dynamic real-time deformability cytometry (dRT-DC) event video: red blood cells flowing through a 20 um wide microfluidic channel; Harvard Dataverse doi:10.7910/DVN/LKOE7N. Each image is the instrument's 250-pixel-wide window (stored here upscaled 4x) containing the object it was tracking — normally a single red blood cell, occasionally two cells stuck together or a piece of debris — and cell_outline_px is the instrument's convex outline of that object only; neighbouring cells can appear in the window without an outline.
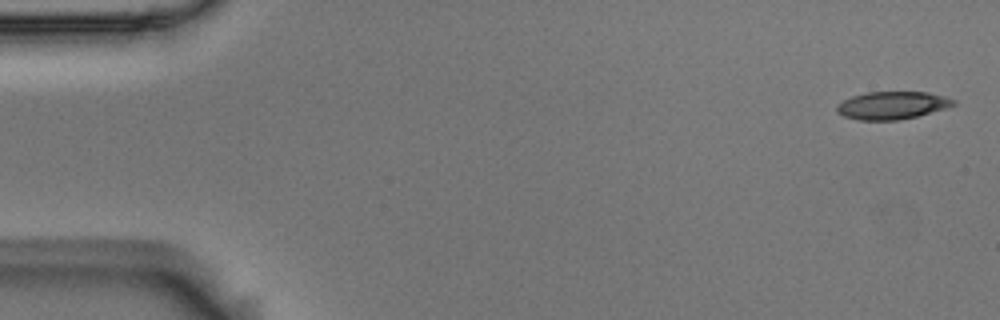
{"species": "Egyptian fruit bat (a non-hibernating species)", "species_latin": "Rousettus aegyptiacus", "temperature_condition": "room temperature", "stored_images_in_passage": 55, "camera_frame_rate_fps": 3000, "um_per_image_px": 0.085, "animal": {"sex": "male"}, "frame": {"image": 1, "passage_image": 1, "time_ms": 0.0, "image_size_px": [1000, 320], "cell_outline_px": [[956, 104], [944, 108], [916, 116], [900, 120], [860, 120], [844, 116], [836, 112], [836, 104], [852, 96], [868, 92], [928, 92], [944, 96], [956, 100]], "centroid_in_image_um": [75.81, 8.95], "position_along_channel_um": 9.2, "area_um2": 18.73}}
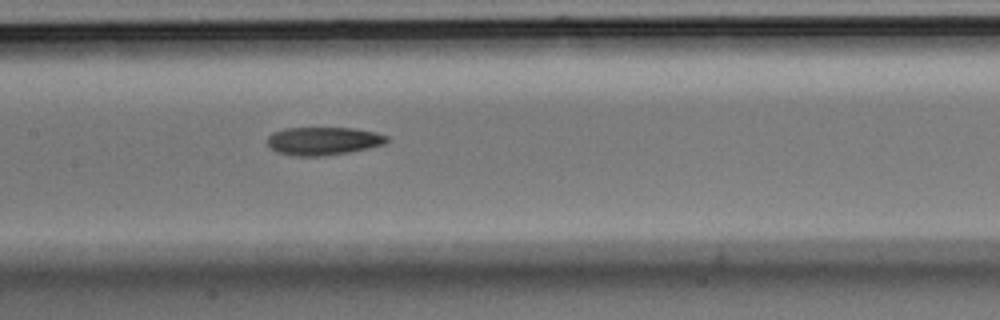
{"frame": {"image": 2, "passage_image": 26, "time_ms": 8.333, "image_size_px": [1000, 320], "cell_outline_px": [[388, 140], [384, 144], [368, 148], [348, 152], [320, 156], [292, 156], [276, 152], [268, 148], [268, 136], [272, 132], [284, 128], [356, 128], [376, 132], [388, 136]], "centroid_in_image_um": [27.44, 11.98], "position_along_channel_um": 180.0, "area_um2": 19.71}}
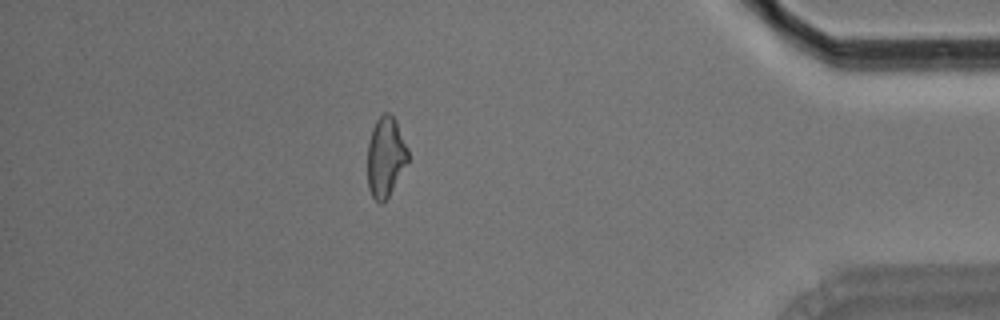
{"frame": {"image": 3, "passage_image": 48, "time_ms": 15.667, "image_size_px": [1000, 320], "cell_outline_px": [[408, 160], [388, 196], [380, 204], [372, 196], [368, 188], [368, 144], [372, 128], [376, 120], [384, 112], [388, 112], [396, 120], [408, 148]], "centroid_in_image_um": [32.77, 13.3], "position_along_channel_um": 402.4, "area_um2": 18.61}, "authors_computed_cell_mechanics": {"area_um2": 19.5942, "velocity_mm_per_s": 3.6022, "shape_relaxation_time_tau1_ms": 9.8521, "shape_relaxation_time_tau2_ms": 5.3041, "deformation_change_tau1": 0.2085, "deformation_change_tau2": 0.1547}}